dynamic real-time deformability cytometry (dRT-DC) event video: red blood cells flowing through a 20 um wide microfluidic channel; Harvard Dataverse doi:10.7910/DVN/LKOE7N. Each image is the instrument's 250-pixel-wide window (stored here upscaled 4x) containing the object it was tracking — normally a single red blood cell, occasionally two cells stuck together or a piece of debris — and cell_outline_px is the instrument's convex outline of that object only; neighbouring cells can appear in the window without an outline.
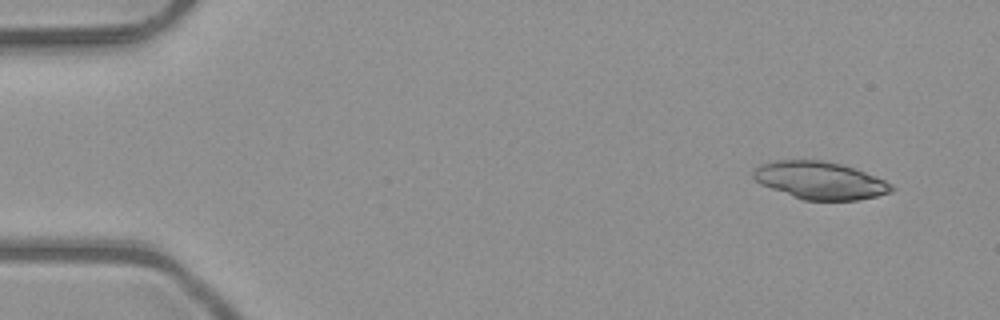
{"species": "common noctule bat (a hibernating species)", "species_latin": "Nyctalus noctula", "temperature_condition": "room temperature", "stored_images_in_passage": 5, "camera_frame_rate_fps": 3000, "um_per_image_px": 0.085, "animal": {"sex": "male", "body_mass_g": 23.1, "forearm_length_mm": 52.7}, "frame": {"image": 1, "passage_image": 1, "time_ms": 0.0, "image_size_px": [1000, 320], "cell_outline_px": [[896, 188], [892, 192], [876, 196], [856, 200], [804, 200], [792, 196], [760, 184], [752, 176], [752, 172], [760, 164], [776, 160], [820, 160], [840, 164], [856, 168], [884, 180], [892, 184]], "centroid_in_image_um": [69.71, 15.33], "position_along_channel_um": 15.3, "area_um2": 30.17}}